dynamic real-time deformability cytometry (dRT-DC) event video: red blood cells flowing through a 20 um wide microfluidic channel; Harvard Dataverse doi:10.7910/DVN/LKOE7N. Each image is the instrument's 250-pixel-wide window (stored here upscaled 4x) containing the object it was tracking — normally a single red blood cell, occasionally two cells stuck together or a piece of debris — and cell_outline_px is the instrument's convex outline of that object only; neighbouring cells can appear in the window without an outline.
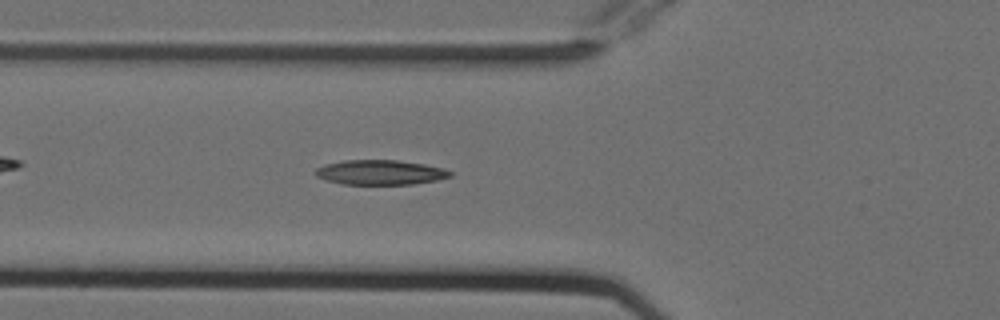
{"species": "Egyptian fruit bat (a non-hibernating species)", "species_latin": "Rousettus aegyptiacus", "temperature_condition": "cold", "stored_images_in_passage": 52, "camera_frame_rate_fps": 3000, "um_per_image_px": 0.085, "animal": {"sex": "female"}, "frame": {"image": 1, "passage_image": 19, "time_ms": 6.0, "image_size_px": [1000, 320], "cell_outline_px": [[452, 176], [436, 180], [412, 184], [340, 184], [324, 180], [316, 176], [316, 168], [324, 164], [344, 160], [396, 160], [424, 164], [444, 168], [452, 172]], "centroid_in_image_um": [32.3, 14.65], "position_along_channel_um": 93.5, "area_um2": 19.48}}
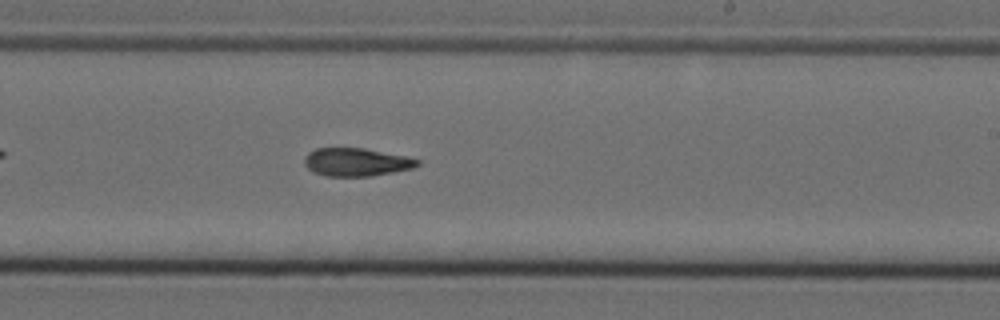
{"frame": {"image": 2, "passage_image": 32, "time_ms": 10.333, "image_size_px": [1000, 320], "cell_outline_px": [[420, 164], [412, 168], [372, 176], [324, 176], [312, 172], [304, 164], [304, 156], [308, 152], [316, 148], [364, 148], [408, 156], [420, 160]], "centroid_in_image_um": [30.27, 13.77], "position_along_channel_um": 258.7, "area_um2": 18.67}}
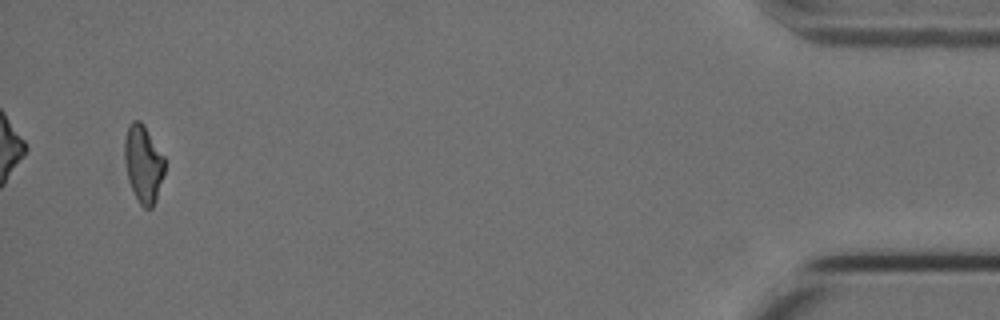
{"frame": {"image": 3, "passage_image": 51, "time_ms": 16.667, "image_size_px": [1000, 320], "cell_outline_px": [[164, 176], [156, 200], [152, 208], [144, 208], [140, 204], [128, 180], [124, 160], [124, 140], [128, 124], [132, 120], [140, 120], [144, 124], [164, 156]], "centroid_in_image_um": [12.18, 13.89], "position_along_channel_um": 423.0, "area_um2": 18.26}}